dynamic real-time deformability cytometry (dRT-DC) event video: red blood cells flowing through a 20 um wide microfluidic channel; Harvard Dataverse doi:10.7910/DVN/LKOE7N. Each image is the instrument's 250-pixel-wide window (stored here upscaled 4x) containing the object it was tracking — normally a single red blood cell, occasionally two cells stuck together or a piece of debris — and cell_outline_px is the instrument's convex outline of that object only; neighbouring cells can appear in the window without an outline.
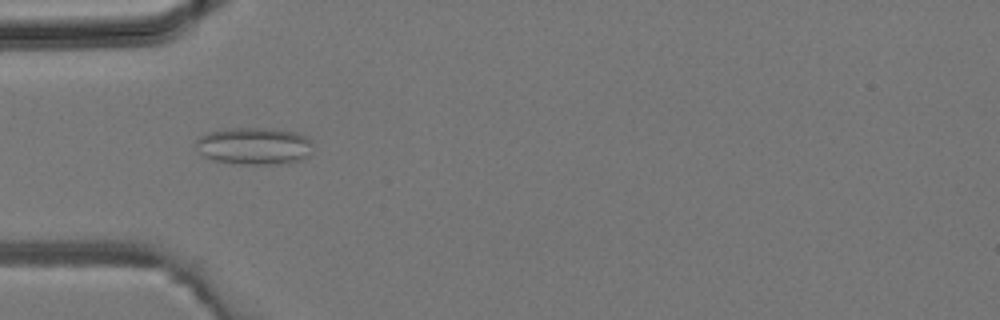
{"species": "common noctule bat (a hibernating species)", "species_latin": "Nyctalus noctula", "temperature_condition": "room temperature", "stored_images_in_passage": 3, "camera_frame_rate_fps": 3000, "um_per_image_px": 0.085, "animal": {"sex": "male", "body_mass_g": 19.2, "forearm_length_mm": 51.8}, "frame": {"image": 1, "passage_image": 3, "time_ms": 0.667, "image_size_px": [1000, 320], "cell_outline_px": [[312, 152], [304, 160], [288, 164], [240, 164], [212, 160], [204, 156], [200, 152], [196, 144], [196, 140], [200, 136], [208, 132], [228, 128], [268, 128], [292, 132], [304, 136], [308, 140]], "centroid_in_image_um": [21.6, 12.43], "position_along_channel_um": 63.4, "area_um2": 25.37}}